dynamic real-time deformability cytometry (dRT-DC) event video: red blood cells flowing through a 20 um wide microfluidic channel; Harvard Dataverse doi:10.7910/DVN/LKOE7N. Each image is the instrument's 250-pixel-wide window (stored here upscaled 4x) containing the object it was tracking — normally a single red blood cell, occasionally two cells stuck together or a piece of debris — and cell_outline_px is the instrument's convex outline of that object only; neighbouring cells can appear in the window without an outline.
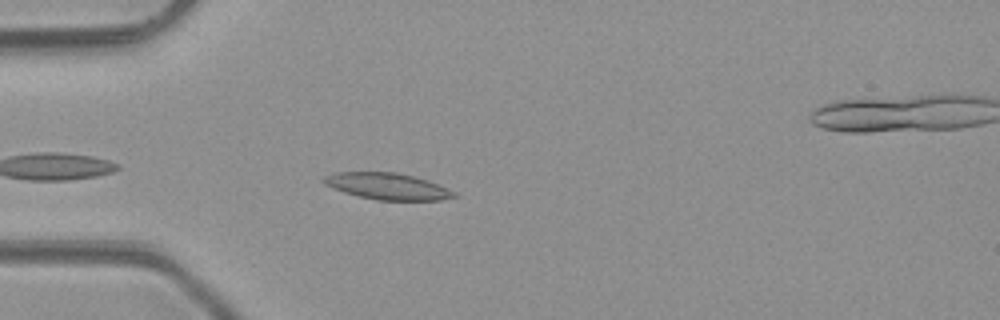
{"species": "common noctule bat (a hibernating species)", "species_latin": "Nyctalus noctula", "temperature_condition": "room temperature", "stored_images_in_passage": 5, "camera_frame_rate_fps": 3000, "um_per_image_px": 0.085, "animal": {"sex": "male", "body_mass_g": 23.1, "forearm_length_mm": 52.7}, "frame": {"image": 1, "passage_image": 5, "time_ms": 4.333, "image_size_px": [1000, 320], "cell_outline_px": [[460, 196], [440, 200], [376, 200], [344, 192], [324, 184], [320, 180], [324, 176], [336, 172], [396, 172], [428, 180], [456, 192]], "centroid_in_image_um": [32.94, 15.83], "position_along_channel_um": 52.1, "area_um2": 20.11}}